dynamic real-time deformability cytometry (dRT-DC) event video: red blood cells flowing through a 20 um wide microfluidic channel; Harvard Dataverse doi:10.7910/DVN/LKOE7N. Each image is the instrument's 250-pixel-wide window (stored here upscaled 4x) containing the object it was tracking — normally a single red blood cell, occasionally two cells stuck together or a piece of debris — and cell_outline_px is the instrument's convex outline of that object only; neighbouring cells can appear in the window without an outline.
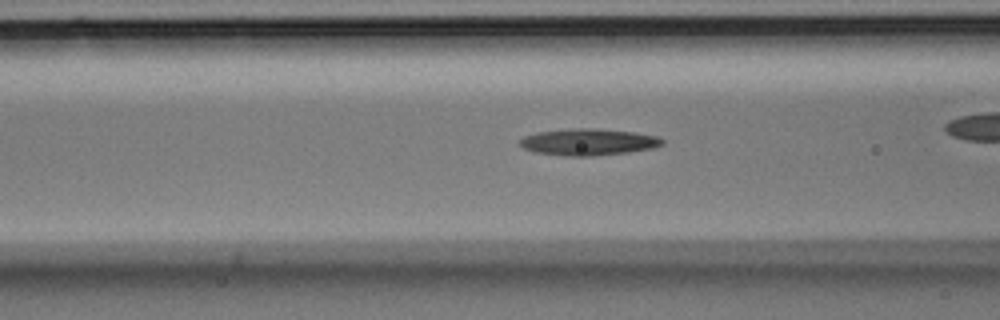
{"species": "Egyptian fruit bat (a non-hibernating species)", "species_latin": "Rousettus aegyptiacus", "temperature_condition": "room temperature", "stored_images_in_passage": 26, "camera_frame_rate_fps": 3000, "um_per_image_px": 0.085, "animal": {"sex": "male"}, "frame": {"image": 1, "passage_image": 8, "time_ms": 2.333, "image_size_px": [1000, 320], "cell_outline_px": [[664, 144], [656, 148], [628, 152], [592, 156], [564, 156], [536, 152], [524, 148], [520, 144], [520, 140], [524, 136], [536, 132], [576, 128], [592, 128], [632, 132], [656, 136], [664, 140]], "centroid_in_image_um": [50.03, 12.07], "position_along_channel_um": 116.6, "area_um2": 22.02}}
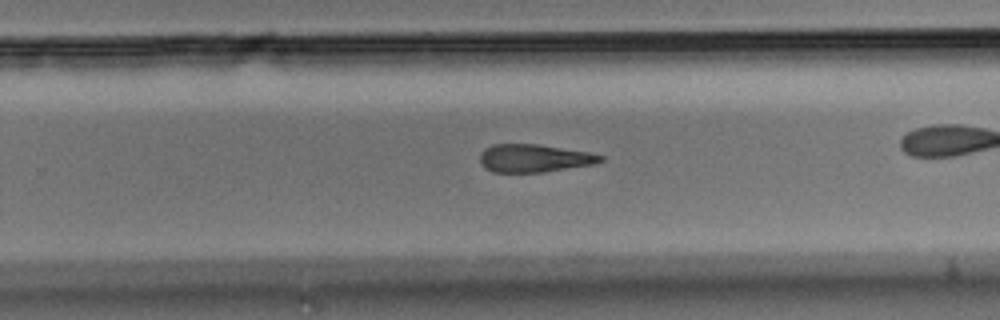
{"frame": {"image": 2, "passage_image": 19, "time_ms": 6.0, "image_size_px": [1000, 320], "cell_outline_px": [[604, 160], [592, 164], [544, 172], [492, 172], [484, 168], [480, 164], [480, 152], [484, 148], [492, 144], [536, 144], [588, 152], [604, 156]], "centroid_in_image_um": [45.34, 13.45], "position_along_channel_um": 284.5, "area_um2": 19.59}}